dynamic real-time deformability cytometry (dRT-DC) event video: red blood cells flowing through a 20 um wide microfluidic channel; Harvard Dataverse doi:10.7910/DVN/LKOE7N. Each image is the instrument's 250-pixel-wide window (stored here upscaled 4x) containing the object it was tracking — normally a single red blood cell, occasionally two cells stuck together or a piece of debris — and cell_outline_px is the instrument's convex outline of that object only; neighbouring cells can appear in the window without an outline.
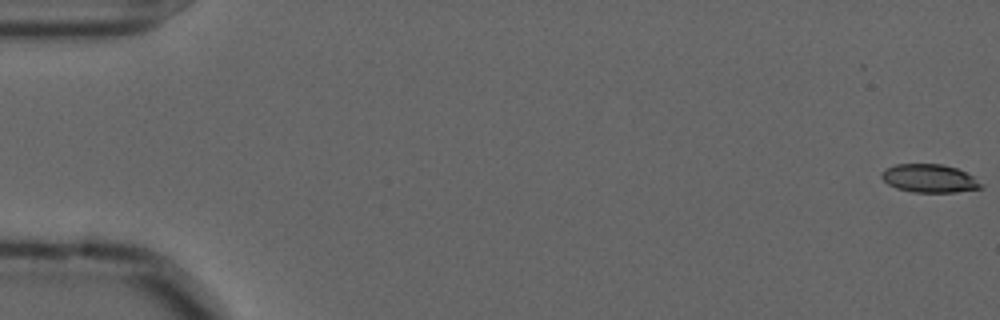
{"species": "common noctule bat (a hibernating species)", "species_latin": "Nyctalus noctula", "temperature_condition": "cold", "stored_images_in_passage": 57, "camera_frame_rate_fps": 3000, "um_per_image_px": 0.085, "animal": {"sex": "male", "forearm_length_mm": 52.5}, "frame": {"image": 1, "passage_image": 1, "time_ms": 0.0, "image_size_px": [1000, 320], "cell_outline_px": [[984, 188], [956, 192], [912, 192], [896, 188], [888, 184], [880, 176], [880, 172], [884, 168], [896, 164], [940, 164], [956, 168], [972, 176], [984, 184]], "centroid_in_image_um": [78.98, 15.17], "position_along_channel_um": 6.0, "area_um2": 16.47}}
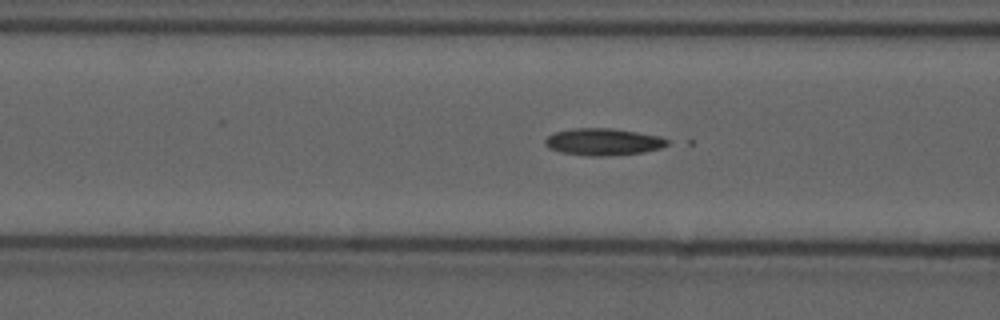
{"frame": {"image": 2, "passage_image": 23, "time_ms": 7.333, "image_size_px": [1000, 320], "cell_outline_px": [[668, 144], [660, 148], [644, 152], [600, 156], [588, 156], [560, 152], [548, 148], [544, 144], [544, 140], [552, 132], [576, 128], [612, 128], [660, 136], [668, 140]], "centroid_in_image_um": [51.22, 12.05], "position_along_channel_um": 115.4, "area_um2": 19.19}}
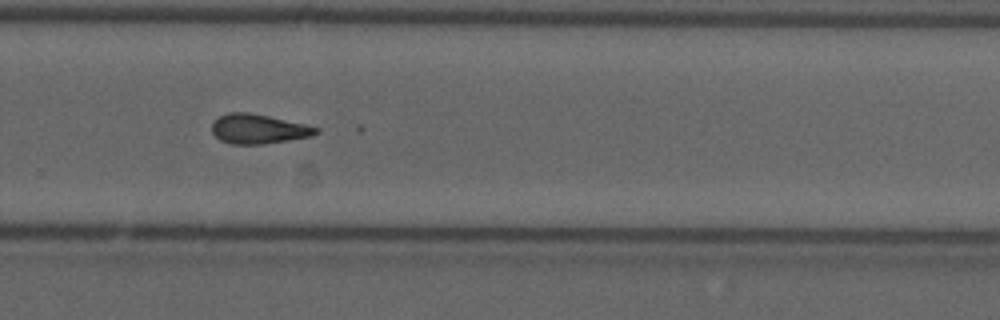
{"frame": {"image": 3, "passage_image": 39, "time_ms": 12.667, "image_size_px": [1000, 320], "cell_outline_px": [[320, 132], [312, 136], [264, 144], [232, 144], [220, 140], [212, 132], [212, 124], [220, 116], [228, 112], [248, 112], [268, 116], [304, 124], [320, 128]], "centroid_in_image_um": [21.97, 10.96], "position_along_channel_um": 307.8, "area_um2": 17.8}}